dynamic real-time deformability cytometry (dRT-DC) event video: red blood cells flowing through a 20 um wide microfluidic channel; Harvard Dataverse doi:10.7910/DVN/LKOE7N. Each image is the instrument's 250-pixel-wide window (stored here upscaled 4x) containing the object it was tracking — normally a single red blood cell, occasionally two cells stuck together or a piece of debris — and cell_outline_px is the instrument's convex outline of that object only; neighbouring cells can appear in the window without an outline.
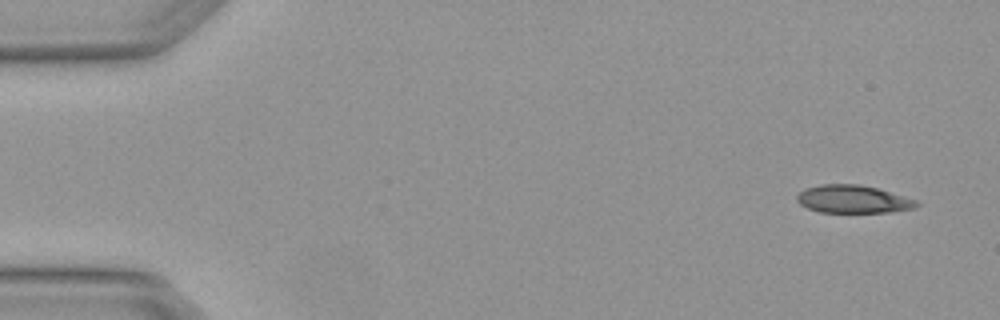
{"species": "Egyptian fruit bat (a non-hibernating species)", "species_latin": "Rousettus aegyptiacus", "temperature_condition": "warm", "stored_images_in_passage": 5, "camera_frame_rate_fps": 3000, "um_per_image_px": 0.085, "animal": {"sex": "female"}, "frame": {"image": 1, "passage_image": 1, "time_ms": 0.0, "image_size_px": [1000, 320], "cell_outline_px": [[920, 204], [916, 208], [892, 212], [820, 212], [808, 208], [800, 204], [796, 200], [796, 196], [804, 188], [820, 184], [860, 184], [876, 188], [916, 200]], "centroid_in_image_um": [72.49, 16.93], "position_along_channel_um": 12.5, "area_um2": 19.42}}